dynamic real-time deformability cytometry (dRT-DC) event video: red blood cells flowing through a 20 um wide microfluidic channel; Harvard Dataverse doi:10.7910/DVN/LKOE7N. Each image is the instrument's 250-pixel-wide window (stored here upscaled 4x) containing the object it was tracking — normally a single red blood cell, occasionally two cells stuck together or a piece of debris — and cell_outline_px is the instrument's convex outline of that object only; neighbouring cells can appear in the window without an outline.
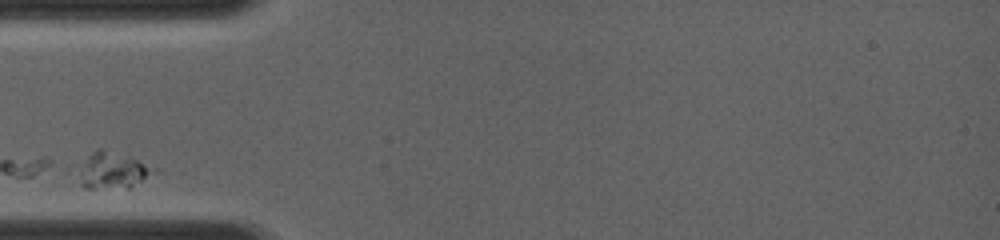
{"species": "common noctule bat (a hibernating species)", "species_latin": "Nyctalus noctula", "temperature_condition": "room temperature", "stored_images_in_passage": 12, "camera_frame_rate_fps": 4000, "um_per_image_px": 0.085, "animal": {"sex": "female", "body_mass_g": 19.0, "forearm_length_mm": 56.7}, "frame": {"image": 1, "passage_image": 1, "time_ms": 0.0, "image_size_px": [1000, 240], "cell_outline_px": [[156, 172], [128, 188], [88, 188], [80, 184], [76, 172], [88, 156], [96, 148], [100, 148], [136, 160], [156, 168]], "centroid_in_image_um": [9.51, 14.51], "position_along_channel_um": 75.5, "area_um2": 15.61}}
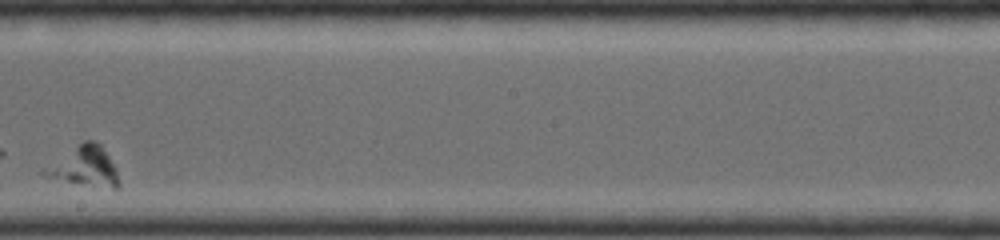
{"frame": {"image": 2, "passage_image": 7, "time_ms": 4.0, "image_size_px": [1000, 240], "cell_outline_px": [[120, 188], [112, 188], [44, 176], [40, 172], [84, 140], [92, 140], [100, 144], [116, 168], [120, 184]], "centroid_in_image_um": [7.25, 14.13], "position_along_channel_um": 240.9, "area_um2": 16.3}}
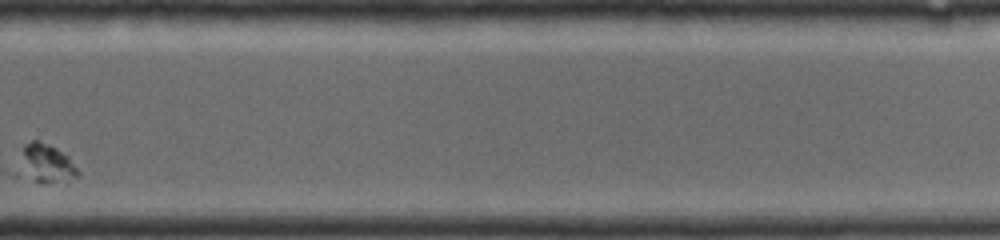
{"frame": {"image": 3, "passage_image": 10, "time_ms": 6.0, "image_size_px": [1000, 240], "cell_outline_px": [[80, 176], [44, 184], [40, 184], [28, 176], [24, 172], [24, 144], [32, 140], [40, 140], [56, 148], [68, 156], [80, 172]], "centroid_in_image_um": [4.03, 13.88], "position_along_channel_um": 325.8, "area_um2": 12.43}}